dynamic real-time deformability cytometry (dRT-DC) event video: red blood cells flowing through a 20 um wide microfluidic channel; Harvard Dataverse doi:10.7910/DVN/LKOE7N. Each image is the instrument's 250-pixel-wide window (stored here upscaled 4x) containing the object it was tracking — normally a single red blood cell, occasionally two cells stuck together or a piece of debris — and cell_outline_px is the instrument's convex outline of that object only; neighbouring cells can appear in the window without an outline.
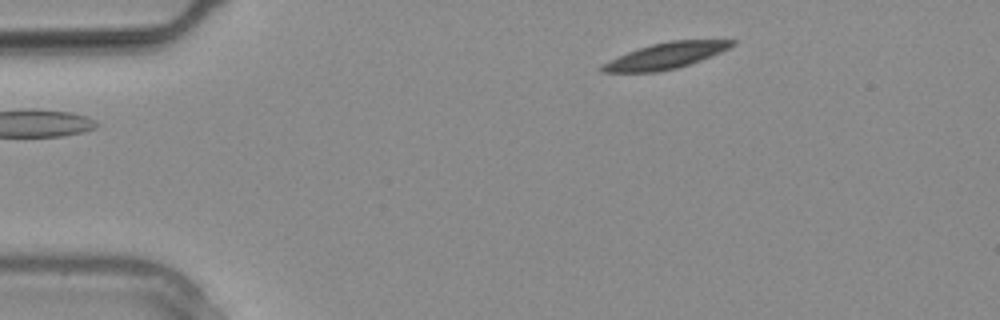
{"species": "common noctule bat (a hibernating species)", "species_latin": "Nyctalus noctula", "temperature_condition": "warm", "stored_images_in_passage": 10, "camera_frame_rate_fps": 3000, "um_per_image_px": 0.085, "animal": {"sex": "male", "body_mass_g": 20.4}, "frame": {"image": 1, "passage_image": 1, "time_ms": 0.0, "image_size_px": [1000, 320], "cell_outline_px": [[736, 44], [720, 52], [700, 60], [676, 68], [656, 72], [600, 72], [596, 68], [608, 60], [628, 52], [652, 44], [672, 40], [736, 40]], "centroid_in_image_um": [56.53, 4.74], "position_along_channel_um": 28.5, "area_um2": 19.48}}
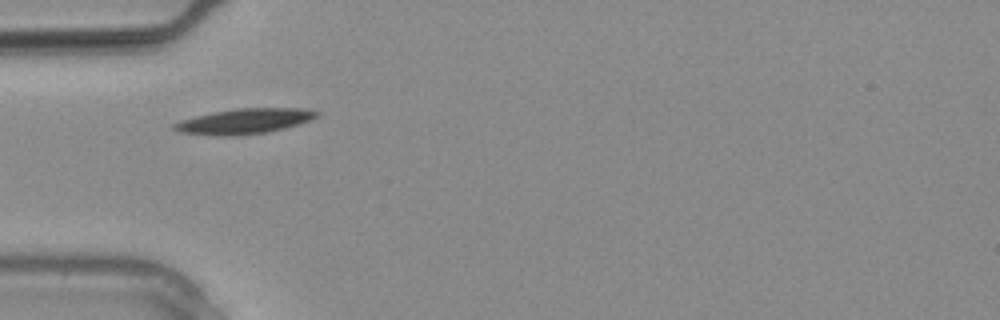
{"frame": {"image": 2, "passage_image": 5, "time_ms": 1.333, "image_size_px": [1000, 320], "cell_outline_px": [[320, 112], [316, 116], [308, 120], [284, 128], [264, 132], [232, 136], [212, 136], [180, 132], [172, 128], [172, 124], [180, 120], [196, 116], [236, 108], [308, 108]], "centroid_in_image_um": [20.72, 10.3], "position_along_channel_um": 64.3, "area_um2": 20.75}}